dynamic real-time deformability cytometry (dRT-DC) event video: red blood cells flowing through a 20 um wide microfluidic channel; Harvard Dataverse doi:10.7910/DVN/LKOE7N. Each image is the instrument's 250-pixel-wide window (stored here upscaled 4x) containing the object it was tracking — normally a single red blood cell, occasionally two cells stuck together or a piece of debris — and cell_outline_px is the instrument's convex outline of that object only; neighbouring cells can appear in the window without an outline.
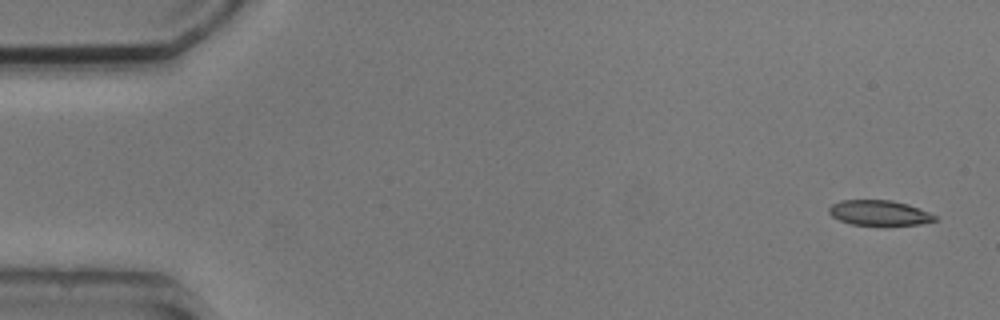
{"species": "common noctule bat (a hibernating species)", "species_latin": "Nyctalus noctula", "temperature_condition": "cold", "stored_images_in_passage": 5, "segment_of_instrument_passage": [1, 2], "camera_frame_rate_fps": 3000, "um_per_image_px": 0.085, "animal": {"sex": "male", "body_mass_g": 20.5, "forearm_length_mm": 52.5}, "frame": {"image": 1, "passage_image": 1, "time_ms": 0.0, "image_size_px": [1000, 320], "cell_outline_px": [[940, 220], [920, 224], [884, 228], [852, 224], [840, 220], [832, 216], [828, 212], [828, 208], [832, 204], [840, 200], [892, 200], [908, 204], [928, 212], [936, 216]], "centroid_in_image_um": [74.77, 18.14], "position_along_channel_um": 10.2, "area_um2": 16.3}}
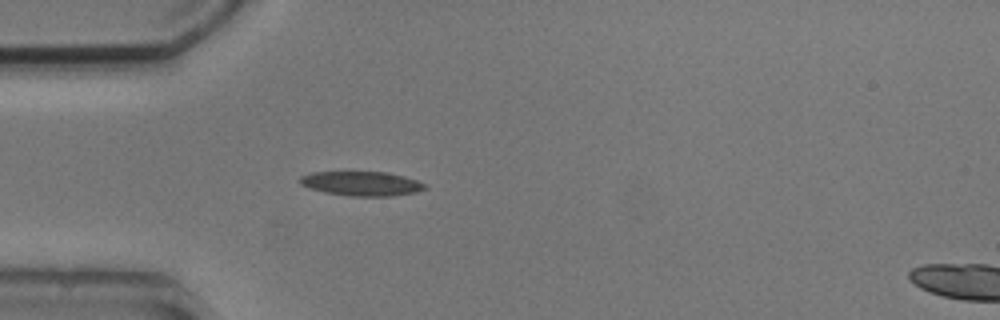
{"frame": {"image": 2, "passage_image": 4, "time_ms": 4.333, "image_size_px": [1000, 320], "cell_outline_px": [[428, 188], [416, 192], [392, 196], [352, 196], [324, 192], [300, 184], [300, 176], [312, 172], [388, 172], [404, 176], [428, 184]], "centroid_in_image_um": [30.79, 15.6], "position_along_channel_um": 54.2, "area_um2": 17.74}}